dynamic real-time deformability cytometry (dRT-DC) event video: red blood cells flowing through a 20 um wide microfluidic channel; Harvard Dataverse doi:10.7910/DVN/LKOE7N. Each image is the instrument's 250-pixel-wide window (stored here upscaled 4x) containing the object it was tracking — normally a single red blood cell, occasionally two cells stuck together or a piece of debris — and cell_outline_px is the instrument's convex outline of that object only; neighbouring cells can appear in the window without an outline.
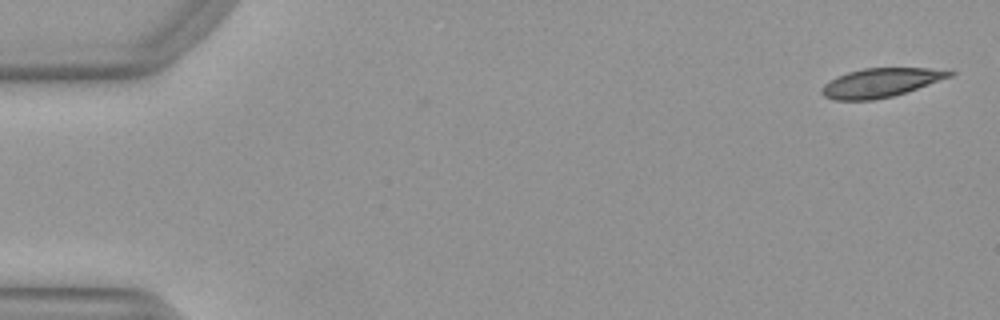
{"species": "Egyptian fruit bat (a non-hibernating species)", "species_latin": "Rousettus aegyptiacus", "temperature_condition": "warm", "stored_images_in_passage": 2, "camera_frame_rate_fps": 3000, "um_per_image_px": 0.085, "animal": {"sex": "female"}, "frame": {"image": 1, "passage_image": 2, "time_ms": 0.333, "image_size_px": [1000, 320], "cell_outline_px": [[956, 72], [952, 76], [892, 96], [872, 100], [832, 100], [824, 96], [820, 92], [820, 88], [828, 80], [836, 76], [848, 72], [864, 68], [928, 68]], "centroid_in_image_um": [74.77, 7.03], "position_along_channel_um": 10.2, "area_um2": 21.39}}